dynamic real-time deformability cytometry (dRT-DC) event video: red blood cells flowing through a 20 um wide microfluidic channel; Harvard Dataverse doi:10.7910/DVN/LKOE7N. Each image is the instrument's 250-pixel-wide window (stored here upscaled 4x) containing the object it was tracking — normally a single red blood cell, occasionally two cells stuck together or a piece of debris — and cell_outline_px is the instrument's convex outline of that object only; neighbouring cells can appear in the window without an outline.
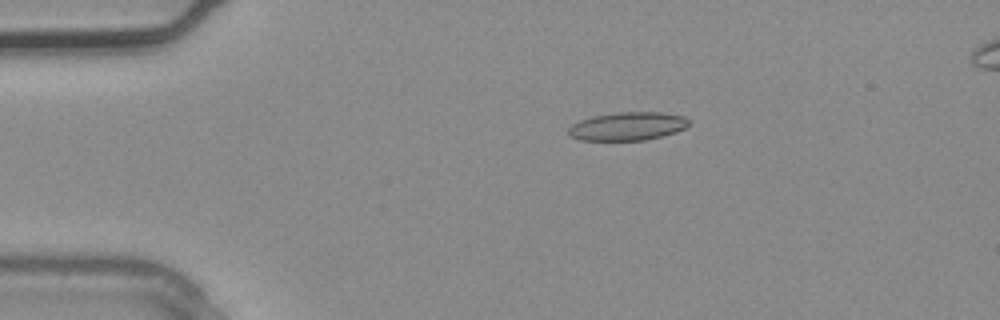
{"species": "common noctule bat (a hibernating species)", "species_latin": "Nyctalus noctula", "temperature_condition": "warm", "stored_images_in_passage": 3, "camera_frame_rate_fps": 3000, "um_per_image_px": 0.085, "animal": {"sex": "male", "body_mass_g": 20.4}, "frame": {"image": 1, "passage_image": 2, "time_ms": 0.333, "image_size_px": [1000, 320], "cell_outline_px": [[692, 124], [676, 132], [644, 140], [580, 140], [572, 136], [568, 132], [568, 128], [572, 124], [580, 120], [592, 116], [616, 112], [660, 112], [684, 116]], "centroid_in_image_um": [53.35, 10.72], "position_along_channel_um": 31.6, "area_um2": 19.83}}